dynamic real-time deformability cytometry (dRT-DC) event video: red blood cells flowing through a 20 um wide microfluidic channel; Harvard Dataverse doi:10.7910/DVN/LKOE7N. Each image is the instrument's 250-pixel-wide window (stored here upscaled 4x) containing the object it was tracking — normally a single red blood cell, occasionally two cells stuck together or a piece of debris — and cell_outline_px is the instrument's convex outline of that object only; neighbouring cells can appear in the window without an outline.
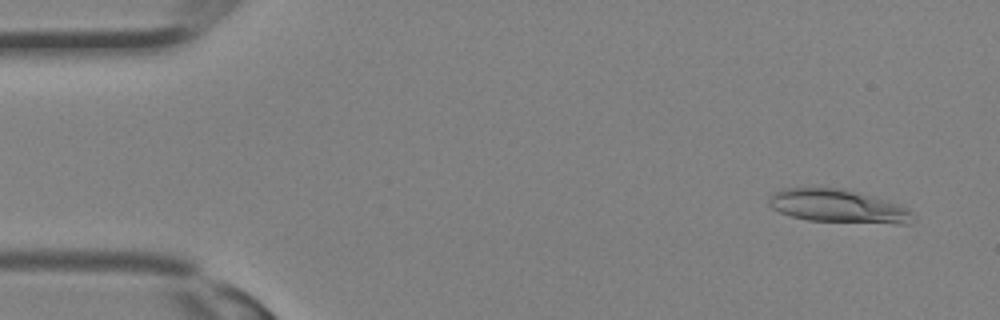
{"species": "Egyptian fruit bat (a non-hibernating species)", "species_latin": "Rousettus aegyptiacus", "temperature_condition": "room temperature", "stored_images_in_passage": 32, "camera_frame_rate_fps": 3000, "um_per_image_px": 0.085, "animal": {"sex": "female"}, "frame": {"image": 1, "passage_image": 2, "time_ms": 0.333, "image_size_px": [1000, 320], "cell_outline_px": [[912, 212], [908, 224], [896, 224], [808, 220], [792, 216], [780, 212], [772, 208], [768, 204], [768, 200], [772, 192], [784, 188], [844, 188], [900, 204], [908, 208]], "centroid_in_image_um": [71.21, 17.52], "position_along_channel_um": 13.8, "area_um2": 27.8}}
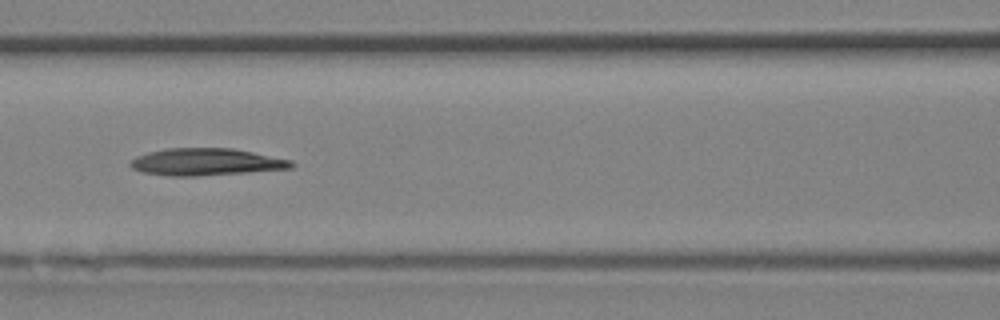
{"frame": {"image": 2, "passage_image": 14, "time_ms": 4.333, "image_size_px": [1000, 320], "cell_outline_px": [[296, 164], [292, 168], [248, 172], [196, 176], [168, 176], [144, 172], [132, 168], [128, 164], [136, 156], [148, 152], [164, 148], [232, 148], [292, 160]], "centroid_in_image_um": [17.51, 13.76], "position_along_channel_um": 149.1, "area_um2": 25.43}}
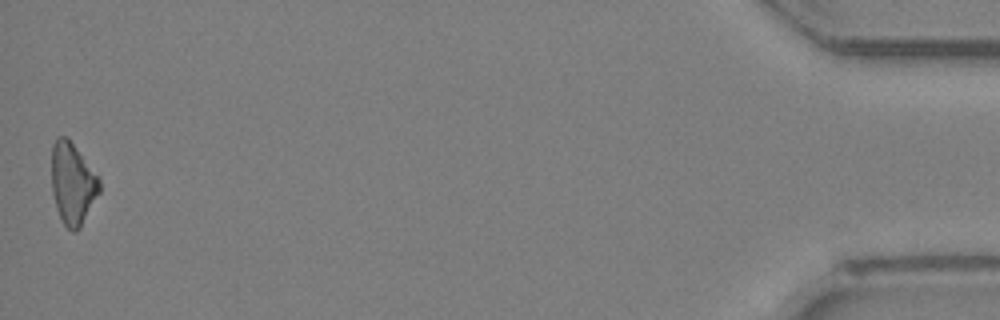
{"frame": {"image": 3, "passage_image": 32, "time_ms": 10.333, "image_size_px": [1000, 320], "cell_outline_px": [[100, 192], [80, 228], [76, 232], [72, 232], [64, 224], [56, 208], [52, 192], [52, 144], [56, 136], [68, 136], [100, 176]], "centroid_in_image_um": [6.19, 15.56], "position_along_channel_um": 429.0, "area_um2": 23.24}}